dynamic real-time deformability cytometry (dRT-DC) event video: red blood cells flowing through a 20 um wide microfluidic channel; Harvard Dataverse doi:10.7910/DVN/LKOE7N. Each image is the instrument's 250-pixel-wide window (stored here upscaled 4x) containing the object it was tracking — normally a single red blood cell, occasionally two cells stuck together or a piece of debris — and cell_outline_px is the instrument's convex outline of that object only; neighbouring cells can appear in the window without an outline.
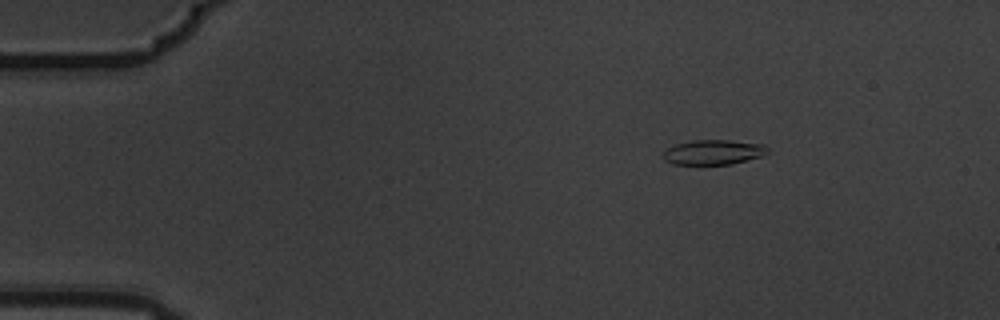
{"species": "common noctule bat (a hibernating species)", "species_latin": "Nyctalus noctula", "temperature_condition": "warm", "stored_images_in_passage": 3, "camera_frame_rate_fps": 3000, "um_per_image_px": 0.085, "animal": {"sex": "male", "body_mass_g": 19.5, "forearm_length_mm": 54.6}, "frame": {"image": 1, "passage_image": 1, "time_ms": 0.0, "image_size_px": [1000, 320], "cell_outline_px": [[768, 152], [764, 156], [732, 164], [672, 164], [664, 160], [664, 152], [672, 144], [692, 140], [728, 140], [764, 144], [768, 148]], "centroid_in_image_um": [60.65, 12.93], "position_along_channel_um": 24.3, "area_um2": 15.26}}